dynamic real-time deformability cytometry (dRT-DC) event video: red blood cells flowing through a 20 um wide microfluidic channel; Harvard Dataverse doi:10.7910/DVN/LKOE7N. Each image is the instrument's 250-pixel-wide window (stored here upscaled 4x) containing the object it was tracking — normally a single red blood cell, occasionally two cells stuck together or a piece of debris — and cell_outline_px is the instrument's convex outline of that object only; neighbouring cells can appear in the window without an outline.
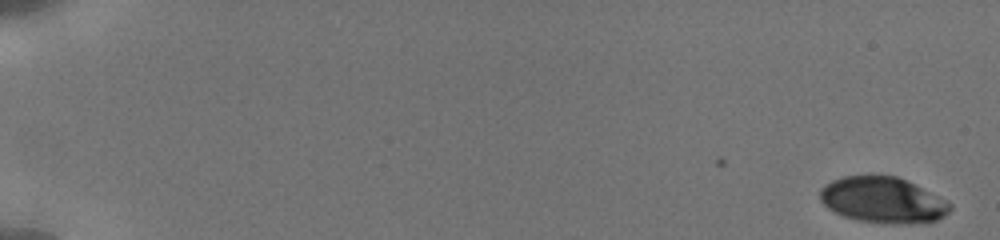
{"species": "human", "species_latin": "Homo sapiens", "temperature_condition": "cold", "stored_images_in_passage": 11, "camera_frame_rate_fps": 3000, "um_per_image_px": 0.085, "donor": {"sex": "male"}, "frame": {"image": 1, "passage_image": 1, "time_ms": 0.0, "image_size_px": [1000, 240], "cell_outline_px": [[952, 208], [944, 216], [936, 220], [924, 224], [884, 224], [856, 220], [844, 216], [828, 208], [820, 200], [820, 188], [824, 184], [832, 180], [844, 176], [896, 176], [952, 204]], "centroid_in_image_um": [75.01, 17.04], "position_along_channel_um": 10.0, "area_um2": 34.62}}
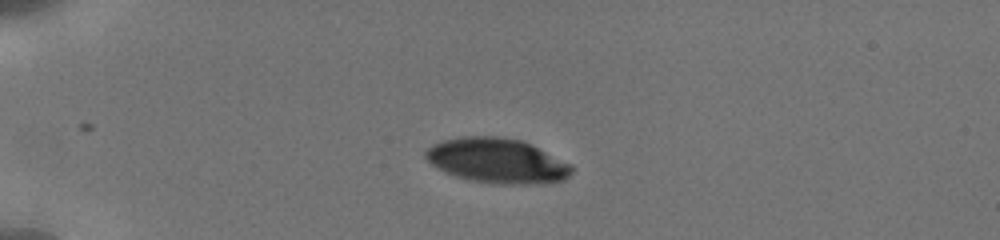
{"frame": {"image": 2, "passage_image": 7, "time_ms": 4.667, "image_size_px": [1000, 240], "cell_outline_px": [[572, 172], [564, 180], [540, 184], [500, 184], [468, 180], [456, 176], [436, 168], [424, 156], [424, 152], [432, 144], [444, 140], [464, 136], [496, 136], [524, 140], [572, 164]], "centroid_in_image_um": [42.27, 13.66], "position_along_channel_um": 42.7, "area_um2": 38.44}}
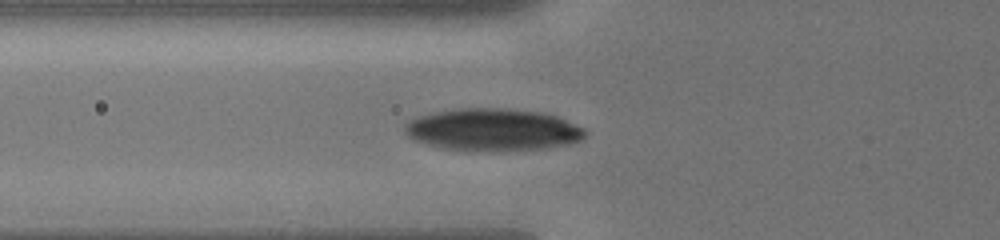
{"frame": {"image": 3, "passage_image": 10, "time_ms": 7.0, "image_size_px": [1000, 240], "cell_outline_px": [[588, 132], [580, 140], [572, 144], [548, 148], [500, 152], [468, 152], [440, 148], [416, 140], [408, 136], [404, 132], [404, 124], [408, 120], [420, 116], [436, 112], [456, 108], [512, 108], [544, 112], [556, 116], [584, 128]], "centroid_in_image_um": [41.9, 11.05], "position_along_channel_um": 83.9, "area_um2": 45.43}}